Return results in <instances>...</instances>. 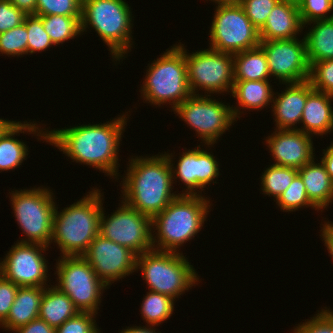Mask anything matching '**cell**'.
<instances>
[{"label": "cell", "mask_w": 333, "mask_h": 333, "mask_svg": "<svg viewBox=\"0 0 333 333\" xmlns=\"http://www.w3.org/2000/svg\"><path fill=\"white\" fill-rule=\"evenodd\" d=\"M53 191L47 186L19 189L9 192V201L15 221L24 237L17 242L40 244L51 248L53 217L56 201Z\"/></svg>", "instance_id": "8"}, {"label": "cell", "mask_w": 333, "mask_h": 333, "mask_svg": "<svg viewBox=\"0 0 333 333\" xmlns=\"http://www.w3.org/2000/svg\"><path fill=\"white\" fill-rule=\"evenodd\" d=\"M303 30L298 5L279 1L259 30L260 41L298 38Z\"/></svg>", "instance_id": "22"}, {"label": "cell", "mask_w": 333, "mask_h": 333, "mask_svg": "<svg viewBox=\"0 0 333 333\" xmlns=\"http://www.w3.org/2000/svg\"><path fill=\"white\" fill-rule=\"evenodd\" d=\"M324 223V224H323ZM322 224H320L321 227V234L320 236L322 237L321 240L324 243V246L327 247V251L329 253V256L333 260V222L329 220L324 221Z\"/></svg>", "instance_id": "44"}, {"label": "cell", "mask_w": 333, "mask_h": 333, "mask_svg": "<svg viewBox=\"0 0 333 333\" xmlns=\"http://www.w3.org/2000/svg\"><path fill=\"white\" fill-rule=\"evenodd\" d=\"M209 27V48L235 54L260 45L259 30L252 24L240 4L214 5Z\"/></svg>", "instance_id": "12"}, {"label": "cell", "mask_w": 333, "mask_h": 333, "mask_svg": "<svg viewBox=\"0 0 333 333\" xmlns=\"http://www.w3.org/2000/svg\"><path fill=\"white\" fill-rule=\"evenodd\" d=\"M212 97L201 92L199 95L192 94L173 110L178 118L195 131L200 143L203 142L210 150L236 122L231 106Z\"/></svg>", "instance_id": "10"}, {"label": "cell", "mask_w": 333, "mask_h": 333, "mask_svg": "<svg viewBox=\"0 0 333 333\" xmlns=\"http://www.w3.org/2000/svg\"><path fill=\"white\" fill-rule=\"evenodd\" d=\"M297 5L304 27L312 21L333 18V0H300Z\"/></svg>", "instance_id": "37"}, {"label": "cell", "mask_w": 333, "mask_h": 333, "mask_svg": "<svg viewBox=\"0 0 333 333\" xmlns=\"http://www.w3.org/2000/svg\"><path fill=\"white\" fill-rule=\"evenodd\" d=\"M147 156L132 155L128 159L124 176H119L122 179L119 183L122 189L120 199L138 212L153 218L179 194L172 190V171L166 155L158 153Z\"/></svg>", "instance_id": "2"}, {"label": "cell", "mask_w": 333, "mask_h": 333, "mask_svg": "<svg viewBox=\"0 0 333 333\" xmlns=\"http://www.w3.org/2000/svg\"><path fill=\"white\" fill-rule=\"evenodd\" d=\"M15 122V120H5L4 118H0V137L3 133Z\"/></svg>", "instance_id": "48"}, {"label": "cell", "mask_w": 333, "mask_h": 333, "mask_svg": "<svg viewBox=\"0 0 333 333\" xmlns=\"http://www.w3.org/2000/svg\"><path fill=\"white\" fill-rule=\"evenodd\" d=\"M308 81L313 89L333 96V59L311 64Z\"/></svg>", "instance_id": "36"}, {"label": "cell", "mask_w": 333, "mask_h": 333, "mask_svg": "<svg viewBox=\"0 0 333 333\" xmlns=\"http://www.w3.org/2000/svg\"><path fill=\"white\" fill-rule=\"evenodd\" d=\"M274 130L263 139L274 165L300 169L314 157L317 158L313 136L300 130Z\"/></svg>", "instance_id": "18"}, {"label": "cell", "mask_w": 333, "mask_h": 333, "mask_svg": "<svg viewBox=\"0 0 333 333\" xmlns=\"http://www.w3.org/2000/svg\"><path fill=\"white\" fill-rule=\"evenodd\" d=\"M82 0H37L36 15L81 16Z\"/></svg>", "instance_id": "35"}, {"label": "cell", "mask_w": 333, "mask_h": 333, "mask_svg": "<svg viewBox=\"0 0 333 333\" xmlns=\"http://www.w3.org/2000/svg\"><path fill=\"white\" fill-rule=\"evenodd\" d=\"M265 52L270 75L279 84L307 81L310 65L307 59L304 37L260 41Z\"/></svg>", "instance_id": "16"}, {"label": "cell", "mask_w": 333, "mask_h": 333, "mask_svg": "<svg viewBox=\"0 0 333 333\" xmlns=\"http://www.w3.org/2000/svg\"><path fill=\"white\" fill-rule=\"evenodd\" d=\"M185 59L191 94L199 95V90L210 96L214 93L231 94L234 85L233 54L208 47L189 53L185 48Z\"/></svg>", "instance_id": "11"}, {"label": "cell", "mask_w": 333, "mask_h": 333, "mask_svg": "<svg viewBox=\"0 0 333 333\" xmlns=\"http://www.w3.org/2000/svg\"><path fill=\"white\" fill-rule=\"evenodd\" d=\"M279 1L290 2V3H293V4H298L300 0H279Z\"/></svg>", "instance_id": "50"}, {"label": "cell", "mask_w": 333, "mask_h": 333, "mask_svg": "<svg viewBox=\"0 0 333 333\" xmlns=\"http://www.w3.org/2000/svg\"><path fill=\"white\" fill-rule=\"evenodd\" d=\"M306 25L311 27L303 36L309 65L333 59V18L312 21Z\"/></svg>", "instance_id": "26"}, {"label": "cell", "mask_w": 333, "mask_h": 333, "mask_svg": "<svg viewBox=\"0 0 333 333\" xmlns=\"http://www.w3.org/2000/svg\"><path fill=\"white\" fill-rule=\"evenodd\" d=\"M14 244L5 257L0 259V274L18 287L49 286V266L45 259L48 247L21 242Z\"/></svg>", "instance_id": "14"}, {"label": "cell", "mask_w": 333, "mask_h": 333, "mask_svg": "<svg viewBox=\"0 0 333 333\" xmlns=\"http://www.w3.org/2000/svg\"><path fill=\"white\" fill-rule=\"evenodd\" d=\"M13 333H56V329L51 327L46 321L36 318L26 325L20 326Z\"/></svg>", "instance_id": "43"}, {"label": "cell", "mask_w": 333, "mask_h": 333, "mask_svg": "<svg viewBox=\"0 0 333 333\" xmlns=\"http://www.w3.org/2000/svg\"><path fill=\"white\" fill-rule=\"evenodd\" d=\"M270 166V167H269ZM260 177L261 191L265 196H273L274 202L291 185L293 179L298 174V169L270 164Z\"/></svg>", "instance_id": "31"}, {"label": "cell", "mask_w": 333, "mask_h": 333, "mask_svg": "<svg viewBox=\"0 0 333 333\" xmlns=\"http://www.w3.org/2000/svg\"><path fill=\"white\" fill-rule=\"evenodd\" d=\"M281 93L275 92L271 105V116L277 130H298L303 109L308 97V80L300 83H287ZM298 124V126H297Z\"/></svg>", "instance_id": "20"}, {"label": "cell", "mask_w": 333, "mask_h": 333, "mask_svg": "<svg viewBox=\"0 0 333 333\" xmlns=\"http://www.w3.org/2000/svg\"><path fill=\"white\" fill-rule=\"evenodd\" d=\"M28 121L16 120L0 137V173L20 167L30 152L26 142L15 138V135L33 134L38 141L41 139L43 143L47 142L46 127L44 129L39 126L41 123L38 124L34 120Z\"/></svg>", "instance_id": "19"}, {"label": "cell", "mask_w": 333, "mask_h": 333, "mask_svg": "<svg viewBox=\"0 0 333 333\" xmlns=\"http://www.w3.org/2000/svg\"><path fill=\"white\" fill-rule=\"evenodd\" d=\"M275 202L283 212H294L309 207L318 212V209L308 199L305 185L299 174L295 176L291 185Z\"/></svg>", "instance_id": "32"}, {"label": "cell", "mask_w": 333, "mask_h": 333, "mask_svg": "<svg viewBox=\"0 0 333 333\" xmlns=\"http://www.w3.org/2000/svg\"><path fill=\"white\" fill-rule=\"evenodd\" d=\"M17 291L18 286L0 274V325L8 317Z\"/></svg>", "instance_id": "42"}, {"label": "cell", "mask_w": 333, "mask_h": 333, "mask_svg": "<svg viewBox=\"0 0 333 333\" xmlns=\"http://www.w3.org/2000/svg\"><path fill=\"white\" fill-rule=\"evenodd\" d=\"M318 159H313L298 169L310 202L322 212L333 201V181L326 172L325 166Z\"/></svg>", "instance_id": "24"}, {"label": "cell", "mask_w": 333, "mask_h": 333, "mask_svg": "<svg viewBox=\"0 0 333 333\" xmlns=\"http://www.w3.org/2000/svg\"><path fill=\"white\" fill-rule=\"evenodd\" d=\"M234 81L270 80L271 75L264 50L258 46L233 54Z\"/></svg>", "instance_id": "28"}, {"label": "cell", "mask_w": 333, "mask_h": 333, "mask_svg": "<svg viewBox=\"0 0 333 333\" xmlns=\"http://www.w3.org/2000/svg\"><path fill=\"white\" fill-rule=\"evenodd\" d=\"M26 14L15 7L10 0H0V33L23 23Z\"/></svg>", "instance_id": "41"}, {"label": "cell", "mask_w": 333, "mask_h": 333, "mask_svg": "<svg viewBox=\"0 0 333 333\" xmlns=\"http://www.w3.org/2000/svg\"><path fill=\"white\" fill-rule=\"evenodd\" d=\"M333 96L315 90L308 81V97L298 130L311 136L328 135L333 132Z\"/></svg>", "instance_id": "21"}, {"label": "cell", "mask_w": 333, "mask_h": 333, "mask_svg": "<svg viewBox=\"0 0 333 333\" xmlns=\"http://www.w3.org/2000/svg\"><path fill=\"white\" fill-rule=\"evenodd\" d=\"M39 17L42 19L44 30L56 46L82 36L81 16L48 15Z\"/></svg>", "instance_id": "30"}, {"label": "cell", "mask_w": 333, "mask_h": 333, "mask_svg": "<svg viewBox=\"0 0 333 333\" xmlns=\"http://www.w3.org/2000/svg\"><path fill=\"white\" fill-rule=\"evenodd\" d=\"M206 1V0H205ZM207 1H211L217 5H229V4H240L242 0H207Z\"/></svg>", "instance_id": "49"}, {"label": "cell", "mask_w": 333, "mask_h": 333, "mask_svg": "<svg viewBox=\"0 0 333 333\" xmlns=\"http://www.w3.org/2000/svg\"><path fill=\"white\" fill-rule=\"evenodd\" d=\"M91 188L83 198L58 211L53 217V235L50 242L60 249V256H82L99 235L104 193ZM89 193V194H88Z\"/></svg>", "instance_id": "4"}, {"label": "cell", "mask_w": 333, "mask_h": 333, "mask_svg": "<svg viewBox=\"0 0 333 333\" xmlns=\"http://www.w3.org/2000/svg\"><path fill=\"white\" fill-rule=\"evenodd\" d=\"M270 83L271 80L234 81L230 97L235 98L234 100L238 103L237 106L231 105L236 121L242 117L241 115L246 110L250 112L251 110L259 111L272 105L274 89Z\"/></svg>", "instance_id": "23"}, {"label": "cell", "mask_w": 333, "mask_h": 333, "mask_svg": "<svg viewBox=\"0 0 333 333\" xmlns=\"http://www.w3.org/2000/svg\"><path fill=\"white\" fill-rule=\"evenodd\" d=\"M201 148L199 144L195 149L183 150L185 152L178 157L179 159L177 158V164H175L174 161L176 155L168 153V151L167 153L165 151L163 152L171 167L173 184L178 182L176 180H179L185 185L184 187H186L181 191L182 193H178L179 195L202 196L204 194L205 196L206 193H204V191L206 189L204 188L208 189V185L211 187V184L219 183L216 182L218 176L221 175L219 172L220 164L219 161H217V157L215 158L212 154L213 152H210L209 149Z\"/></svg>", "instance_id": "15"}, {"label": "cell", "mask_w": 333, "mask_h": 333, "mask_svg": "<svg viewBox=\"0 0 333 333\" xmlns=\"http://www.w3.org/2000/svg\"><path fill=\"white\" fill-rule=\"evenodd\" d=\"M157 330L154 325H145L142 327L140 324L139 326H126L125 329L120 330L121 332L119 333H161Z\"/></svg>", "instance_id": "47"}, {"label": "cell", "mask_w": 333, "mask_h": 333, "mask_svg": "<svg viewBox=\"0 0 333 333\" xmlns=\"http://www.w3.org/2000/svg\"><path fill=\"white\" fill-rule=\"evenodd\" d=\"M11 3L22 10L26 15H36L37 0H10Z\"/></svg>", "instance_id": "46"}, {"label": "cell", "mask_w": 333, "mask_h": 333, "mask_svg": "<svg viewBox=\"0 0 333 333\" xmlns=\"http://www.w3.org/2000/svg\"><path fill=\"white\" fill-rule=\"evenodd\" d=\"M44 290L45 287H18L9 315L0 325V328H3L4 331H14L18 327L39 318Z\"/></svg>", "instance_id": "25"}, {"label": "cell", "mask_w": 333, "mask_h": 333, "mask_svg": "<svg viewBox=\"0 0 333 333\" xmlns=\"http://www.w3.org/2000/svg\"><path fill=\"white\" fill-rule=\"evenodd\" d=\"M279 0H242L240 5L252 24L260 30Z\"/></svg>", "instance_id": "40"}, {"label": "cell", "mask_w": 333, "mask_h": 333, "mask_svg": "<svg viewBox=\"0 0 333 333\" xmlns=\"http://www.w3.org/2000/svg\"><path fill=\"white\" fill-rule=\"evenodd\" d=\"M132 13L126 0H82V35L89 28L95 30L107 45L115 66L121 59L125 60L127 53L133 48L132 29L135 17Z\"/></svg>", "instance_id": "5"}, {"label": "cell", "mask_w": 333, "mask_h": 333, "mask_svg": "<svg viewBox=\"0 0 333 333\" xmlns=\"http://www.w3.org/2000/svg\"><path fill=\"white\" fill-rule=\"evenodd\" d=\"M185 44H173L146 67L140 91L144 103L159 108L169 104L171 111L192 94L188 86Z\"/></svg>", "instance_id": "6"}, {"label": "cell", "mask_w": 333, "mask_h": 333, "mask_svg": "<svg viewBox=\"0 0 333 333\" xmlns=\"http://www.w3.org/2000/svg\"><path fill=\"white\" fill-rule=\"evenodd\" d=\"M208 197L178 195L155 215L152 218L153 249L180 253V247L195 239L212 210L210 206L213 204Z\"/></svg>", "instance_id": "3"}, {"label": "cell", "mask_w": 333, "mask_h": 333, "mask_svg": "<svg viewBox=\"0 0 333 333\" xmlns=\"http://www.w3.org/2000/svg\"><path fill=\"white\" fill-rule=\"evenodd\" d=\"M27 38L28 33L24 22L15 28L0 33V54L8 57H23L27 54Z\"/></svg>", "instance_id": "34"}, {"label": "cell", "mask_w": 333, "mask_h": 333, "mask_svg": "<svg viewBox=\"0 0 333 333\" xmlns=\"http://www.w3.org/2000/svg\"><path fill=\"white\" fill-rule=\"evenodd\" d=\"M78 312L72 300L55 285L45 287L40 305V319L56 329Z\"/></svg>", "instance_id": "27"}, {"label": "cell", "mask_w": 333, "mask_h": 333, "mask_svg": "<svg viewBox=\"0 0 333 333\" xmlns=\"http://www.w3.org/2000/svg\"><path fill=\"white\" fill-rule=\"evenodd\" d=\"M146 293L140 305L141 317L146 322L145 325L160 326L173 315L177 300L150 290Z\"/></svg>", "instance_id": "29"}, {"label": "cell", "mask_w": 333, "mask_h": 333, "mask_svg": "<svg viewBox=\"0 0 333 333\" xmlns=\"http://www.w3.org/2000/svg\"><path fill=\"white\" fill-rule=\"evenodd\" d=\"M319 159L321 160V163L325 166L326 172L331 177V180L333 181V142L331 141L330 146H328L326 149H323V155Z\"/></svg>", "instance_id": "45"}, {"label": "cell", "mask_w": 333, "mask_h": 333, "mask_svg": "<svg viewBox=\"0 0 333 333\" xmlns=\"http://www.w3.org/2000/svg\"><path fill=\"white\" fill-rule=\"evenodd\" d=\"M118 116L104 123L79 124L52 130L47 127L46 143L57 147L72 162L95 168L117 181L121 161L118 156L121 150L119 146L127 127L128 111Z\"/></svg>", "instance_id": "1"}, {"label": "cell", "mask_w": 333, "mask_h": 333, "mask_svg": "<svg viewBox=\"0 0 333 333\" xmlns=\"http://www.w3.org/2000/svg\"><path fill=\"white\" fill-rule=\"evenodd\" d=\"M96 314L78 312L74 317L56 328V333H101L96 323Z\"/></svg>", "instance_id": "39"}, {"label": "cell", "mask_w": 333, "mask_h": 333, "mask_svg": "<svg viewBox=\"0 0 333 333\" xmlns=\"http://www.w3.org/2000/svg\"><path fill=\"white\" fill-rule=\"evenodd\" d=\"M55 269V286L72 300L75 308L97 315L104 290L110 287L97 277L90 264L82 256H60Z\"/></svg>", "instance_id": "9"}, {"label": "cell", "mask_w": 333, "mask_h": 333, "mask_svg": "<svg viewBox=\"0 0 333 333\" xmlns=\"http://www.w3.org/2000/svg\"><path fill=\"white\" fill-rule=\"evenodd\" d=\"M182 252L151 249L137 255L136 272H142L148 290L176 300L193 286H198L201 279Z\"/></svg>", "instance_id": "7"}, {"label": "cell", "mask_w": 333, "mask_h": 333, "mask_svg": "<svg viewBox=\"0 0 333 333\" xmlns=\"http://www.w3.org/2000/svg\"><path fill=\"white\" fill-rule=\"evenodd\" d=\"M82 257L108 287L136 272L137 254L101 235L95 237Z\"/></svg>", "instance_id": "17"}, {"label": "cell", "mask_w": 333, "mask_h": 333, "mask_svg": "<svg viewBox=\"0 0 333 333\" xmlns=\"http://www.w3.org/2000/svg\"><path fill=\"white\" fill-rule=\"evenodd\" d=\"M120 201L119 207L111 215H105L103 207L99 235L128 247L137 255L153 249L152 218Z\"/></svg>", "instance_id": "13"}, {"label": "cell", "mask_w": 333, "mask_h": 333, "mask_svg": "<svg viewBox=\"0 0 333 333\" xmlns=\"http://www.w3.org/2000/svg\"><path fill=\"white\" fill-rule=\"evenodd\" d=\"M23 22L28 33L27 55L48 51V49L55 46L48 33L44 30L42 19L39 16L34 14L26 15Z\"/></svg>", "instance_id": "33"}, {"label": "cell", "mask_w": 333, "mask_h": 333, "mask_svg": "<svg viewBox=\"0 0 333 333\" xmlns=\"http://www.w3.org/2000/svg\"><path fill=\"white\" fill-rule=\"evenodd\" d=\"M293 327L292 333H333V310L323 307L317 313Z\"/></svg>", "instance_id": "38"}]
</instances>
